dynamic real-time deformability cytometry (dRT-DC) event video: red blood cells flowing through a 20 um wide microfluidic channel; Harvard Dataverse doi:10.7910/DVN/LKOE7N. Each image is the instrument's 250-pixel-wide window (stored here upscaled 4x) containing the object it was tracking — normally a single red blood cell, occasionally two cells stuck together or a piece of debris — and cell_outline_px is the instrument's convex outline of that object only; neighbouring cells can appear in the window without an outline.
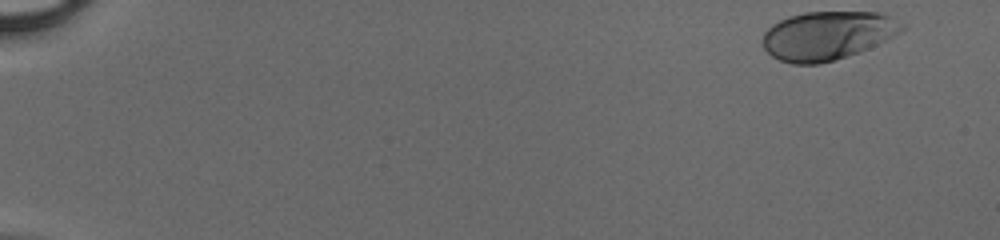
{"species": "human", "species_latin": "Homo sapiens", "temperature_condition": "cold", "stored_images_in_passage": 1, "camera_frame_rate_fps": 3000, "um_per_image_px": 0.085, "donor": {"sex": "male"}, "frame": {"image": 1, "passage_image": 1, "time_ms": 0.0, "image_size_px": [1000, 240], "cell_outline_px": [[908, 24], [900, 32], [868, 48], [820, 64], [792, 64], [780, 60], [772, 56], [764, 48], [760, 40], [764, 32], [772, 24], [788, 16], [804, 12], [884, 12]], "centroid_in_image_um": [70.32, 3.0], "position_along_channel_um": 14.7, "area_um2": 39.59}}